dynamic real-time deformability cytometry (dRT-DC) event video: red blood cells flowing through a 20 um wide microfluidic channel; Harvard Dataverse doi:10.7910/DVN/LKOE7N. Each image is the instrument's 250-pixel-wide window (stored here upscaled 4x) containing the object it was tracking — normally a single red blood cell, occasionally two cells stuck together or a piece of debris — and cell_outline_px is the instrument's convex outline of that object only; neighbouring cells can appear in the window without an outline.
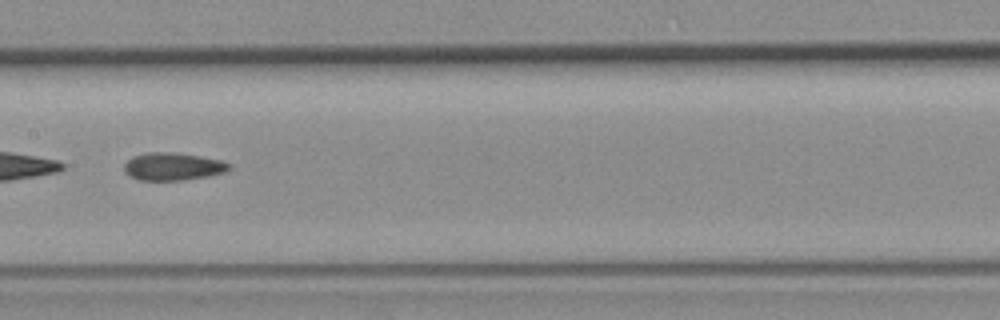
{"species": "common noctule bat (a hibernating species)", "species_latin": "Nyctalus noctula", "temperature_condition": "room temperature", "stored_images_in_passage": 9, "camera_frame_rate_fps": 3000, "um_per_image_px": 0.085, "animal": {"sex": "female", "body_mass_g": 19.3, "forearm_length_mm": 54.1}, "frame": {"image": 1, "passage_image": 8, "time_ms": 8.333, "image_size_px": [1000, 320], "cell_outline_px": [[232, 168], [224, 172], [208, 176], [180, 180], [136, 180], [124, 172], [124, 164], [132, 156], [148, 152], [168, 152], [196, 156], [220, 160], [228, 164]], "centroid_in_image_um": [14.63, 14.16], "position_along_channel_um": 192.8, "area_um2": 16.7}}
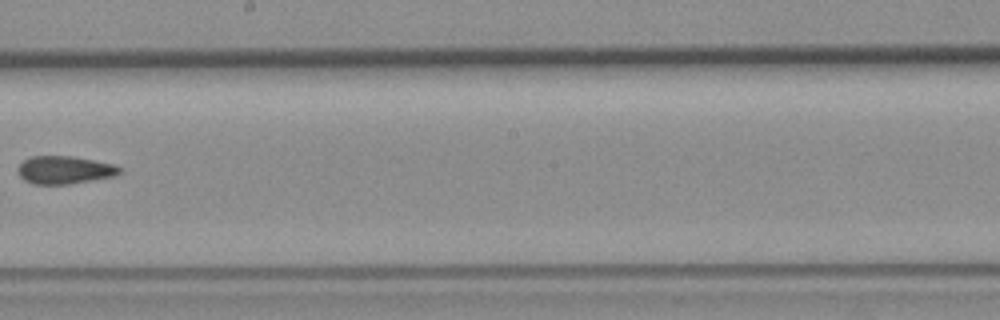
{"frame": {"image": 2, "passage_image": 9, "time_ms": 9.667, "image_size_px": [1000, 320], "cell_outline_px": [[120, 172], [116, 176], [68, 184], [32, 184], [24, 180], [20, 176], [20, 164], [24, 160], [32, 156], [72, 156], [112, 164], [120, 168]], "centroid_in_image_um": [5.49, 14.45], "position_along_channel_um": 242.7, "area_um2": 16.24}}